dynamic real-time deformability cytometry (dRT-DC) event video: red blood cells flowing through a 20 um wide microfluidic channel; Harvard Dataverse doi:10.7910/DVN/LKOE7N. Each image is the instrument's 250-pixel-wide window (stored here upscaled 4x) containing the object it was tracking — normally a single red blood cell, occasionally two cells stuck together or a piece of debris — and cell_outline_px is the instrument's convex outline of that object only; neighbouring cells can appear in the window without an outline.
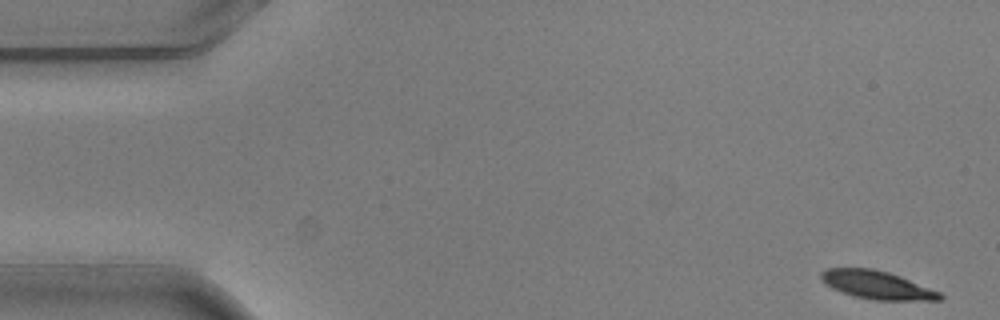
{"species": "common noctule bat (a hibernating species)", "species_latin": "Nyctalus noctula", "temperature_condition": "warm", "stored_images_in_passage": 5, "camera_frame_rate_fps": 3000, "um_per_image_px": 0.085, "animal": {"sex": "male", "body_mass_g": 20.5, "forearm_length_mm": 52.5}, "frame": {"image": 1, "passage_image": 1, "time_ms": 0.0, "image_size_px": [1000, 320], "cell_outline_px": [[944, 296], [940, 300], [876, 300], [856, 296], [832, 288], [820, 280], [820, 272], [828, 268], [872, 268], [888, 272], [900, 276], [940, 292]], "centroid_in_image_um": [74.53, 24.21], "position_along_channel_um": 10.5, "area_um2": 19.31}}
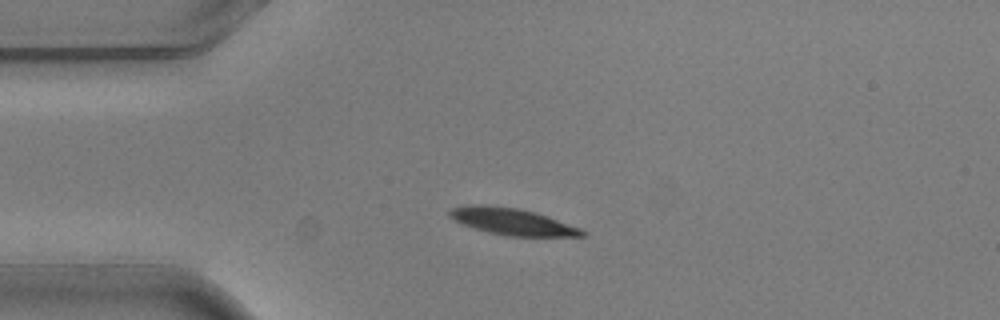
{"frame": {"image": 2, "passage_image": 4, "time_ms": 1.0, "image_size_px": [1000, 320], "cell_outline_px": [[588, 236], [508, 236], [488, 232], [464, 224], [448, 216], [448, 212], [452, 208], [468, 204], [484, 204], [516, 208], [536, 212], [548, 216], [580, 228], [588, 232]], "centroid_in_image_um": [43.57, 18.83], "position_along_channel_um": 41.4, "area_um2": 20.58}}